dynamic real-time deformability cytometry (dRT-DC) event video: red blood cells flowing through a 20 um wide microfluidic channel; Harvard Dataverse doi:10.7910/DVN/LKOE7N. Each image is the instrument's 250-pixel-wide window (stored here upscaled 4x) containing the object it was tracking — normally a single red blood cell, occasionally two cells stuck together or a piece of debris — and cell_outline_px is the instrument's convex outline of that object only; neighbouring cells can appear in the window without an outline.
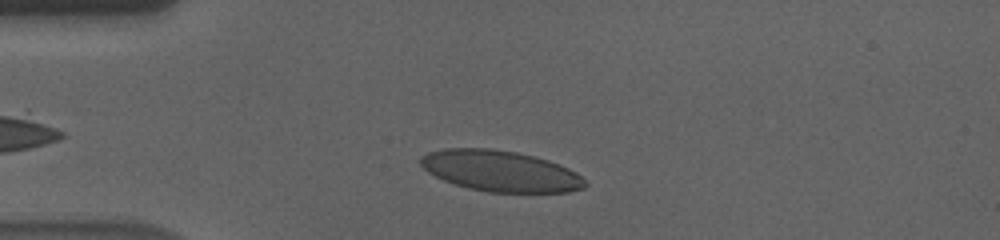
{"species": "human", "species_latin": "Homo sapiens", "temperature_condition": "cold", "stored_images_in_passage": 43, "camera_frame_rate_fps": 3000, "um_per_image_px": 0.085, "donor": {"sex": "male"}, "frame": {"image": 1, "passage_image": 6, "time_ms": 1.667, "image_size_px": [1000, 240], "cell_outline_px": [[588, 184], [584, 188], [568, 192], [488, 192], [468, 188], [444, 180], [428, 172], [420, 164], [420, 156], [428, 152], [444, 148], [492, 148], [516, 152], [548, 160], [568, 168], [576, 172]], "centroid_in_image_um": [42.52, 14.53], "position_along_channel_um": 42.5, "area_um2": 39.13}}
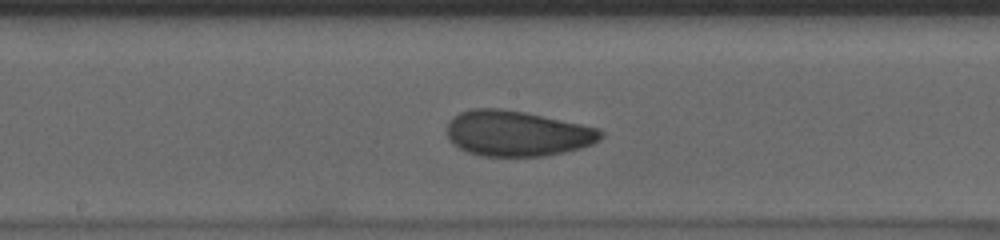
{"frame": {"image": 2, "passage_image": 22, "time_ms": 7.0, "image_size_px": [1000, 240], "cell_outline_px": [[604, 136], [600, 140], [592, 144], [580, 148], [564, 152], [544, 156], [480, 156], [468, 152], [452, 144], [448, 140], [444, 132], [448, 120], [452, 116], [460, 112], [472, 108], [496, 108], [524, 112], [600, 128], [604, 132]], "centroid_in_image_um": [43.91, 11.34], "position_along_channel_um": 204.3, "area_um2": 41.27}}
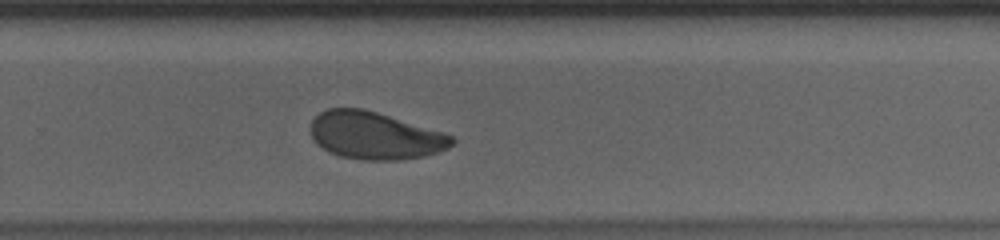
{"frame": {"image": 3, "passage_image": 30, "time_ms": 9.667, "image_size_px": [1000, 240], "cell_outline_px": [[456, 140], [448, 148], [440, 152], [424, 156], [400, 160], [364, 160], [340, 156], [328, 152], [316, 144], [312, 136], [312, 120], [320, 112], [328, 108], [364, 108], [444, 132], [452, 136]], "centroid_in_image_um": [31.89, 11.53], "position_along_channel_um": 297.9, "area_um2": 39.19}, "authors_computed_cell_mechanics": {"area_um2": 39.4196, "velocity_mm_per_s": 3.5314, "shape_relaxation_time_tau1_ms": 5.2684, "shape_relaxation_time_tau2_ms": 1.3855, "deformation_change_tau1": 0.1681, "deformation_change_tau2": 0.0624}}